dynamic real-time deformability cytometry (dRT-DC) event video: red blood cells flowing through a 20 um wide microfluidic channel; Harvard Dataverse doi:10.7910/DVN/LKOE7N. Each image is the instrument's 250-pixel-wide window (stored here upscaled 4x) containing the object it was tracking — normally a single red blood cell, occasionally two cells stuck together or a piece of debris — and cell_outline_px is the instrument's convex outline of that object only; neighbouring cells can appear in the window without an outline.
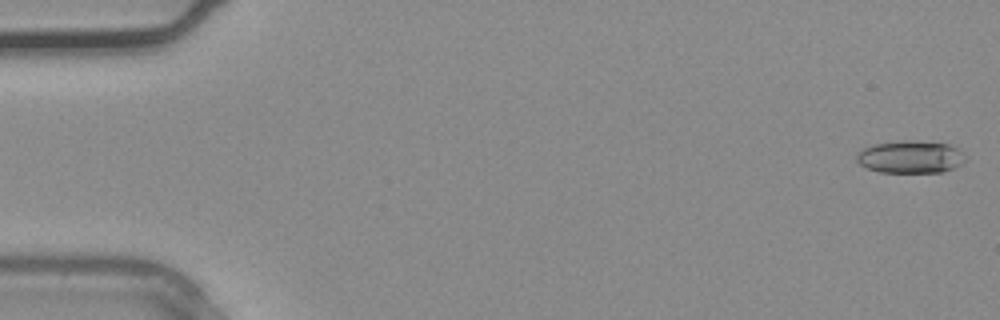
{"species": "common noctule bat (a hibernating species)", "species_latin": "Nyctalus noctula", "temperature_condition": "warm", "stored_images_in_passage": 36, "camera_frame_rate_fps": 3000, "um_per_image_px": 0.085, "animal": {"sex": "male", "body_mass_g": 20.4}, "frame": {"image": 1, "passage_image": 1, "time_ms": 0.0, "image_size_px": [1000, 320], "cell_outline_px": [[964, 160], [960, 164], [952, 168], [940, 172], [880, 172], [868, 168], [860, 164], [856, 160], [856, 152], [864, 148], [876, 144], [904, 140], [948, 144], [956, 148], [964, 156]], "centroid_in_image_um": [77.33, 13.34], "position_along_channel_um": 7.7, "area_um2": 20.17}}
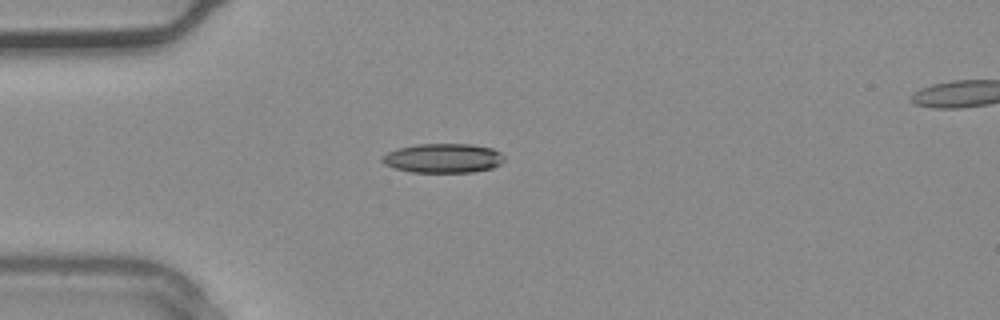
{"frame": {"image": 2, "passage_image": 10, "time_ms": 3.0, "image_size_px": [1000, 320], "cell_outline_px": [[504, 160], [500, 164], [492, 168], [472, 172], [412, 172], [396, 168], [384, 164], [380, 160], [380, 156], [396, 148], [416, 144], [472, 144], [492, 148], [500, 152], [504, 156]], "centroid_in_image_um": [37.65, 13.44], "position_along_channel_um": 47.4, "area_um2": 20.98}}